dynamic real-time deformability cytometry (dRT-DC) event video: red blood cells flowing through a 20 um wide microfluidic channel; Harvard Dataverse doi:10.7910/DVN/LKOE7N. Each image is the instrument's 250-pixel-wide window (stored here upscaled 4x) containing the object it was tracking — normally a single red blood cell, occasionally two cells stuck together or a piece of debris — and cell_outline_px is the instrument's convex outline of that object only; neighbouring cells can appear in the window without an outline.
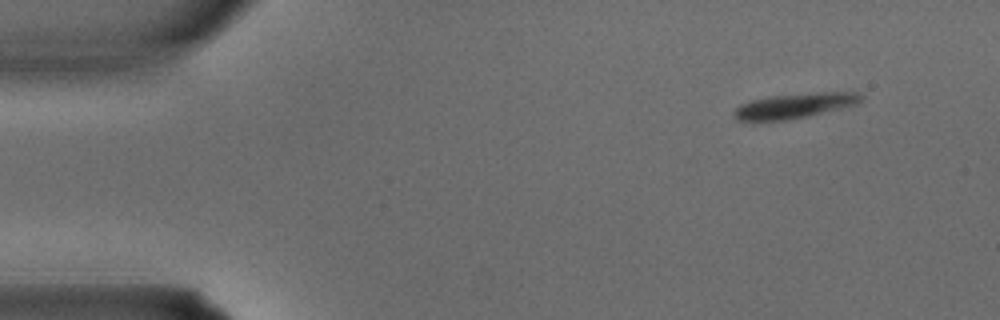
{"species": "common noctule bat (a hibernating species)", "species_latin": "Nyctalus noctula", "temperature_condition": "warm", "stored_images_in_passage": 4, "segment_of_instrument_passage": [2, 2], "camera_frame_rate_fps": 3000, "um_per_image_px": 0.085, "animal": {"sex": "male", "body_mass_g": 15.6}, "frame": {"image": 1, "passage_image": 4, "time_ms": 1.0, "image_size_px": [1000, 320], "cell_outline_px": [[864, 100], [856, 104], [808, 116], [784, 120], [736, 120], [736, 108], [740, 104], [752, 100], [772, 96], [820, 92], [856, 92], [864, 96]], "centroid_in_image_um": [67.61, 8.97], "position_along_channel_um": 17.4, "area_um2": 18.09}}